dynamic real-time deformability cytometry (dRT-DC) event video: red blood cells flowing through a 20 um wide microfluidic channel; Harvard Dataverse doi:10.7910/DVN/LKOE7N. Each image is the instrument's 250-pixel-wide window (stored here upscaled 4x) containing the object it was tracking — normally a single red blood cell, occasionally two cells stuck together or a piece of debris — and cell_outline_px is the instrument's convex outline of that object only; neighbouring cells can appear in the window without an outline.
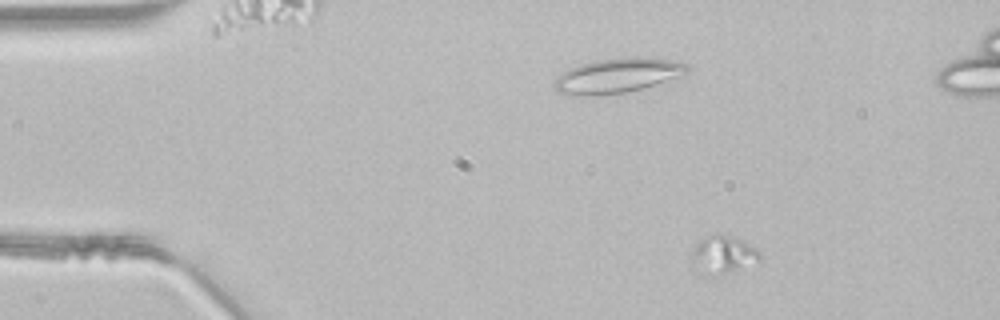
{"species": "common noctule bat (a hibernating species)", "species_latin": "Nyctalus noctula", "temperature_condition": "room temperature", "stored_images_in_passage": 44, "camera_frame_rate_fps": 3000, "um_per_image_px": 0.085, "animal": {"sex": "male", "body_mass_g": 21.5, "forearm_length_mm": 52.0}, "frame": {"image": 1, "passage_image": 1, "time_ms": 0.0, "image_size_px": [1000, 320], "cell_outline_px": [[760, 260], [724, 272], [708, 276], [704, 276], [692, 260], [692, 252], [696, 244], [700, 240], [712, 232], [716, 232], [736, 236], [744, 240], [756, 248], [760, 252]], "centroid_in_image_um": [61.44, 21.56], "position_along_channel_um": 23.6, "area_um2": 14.8}}
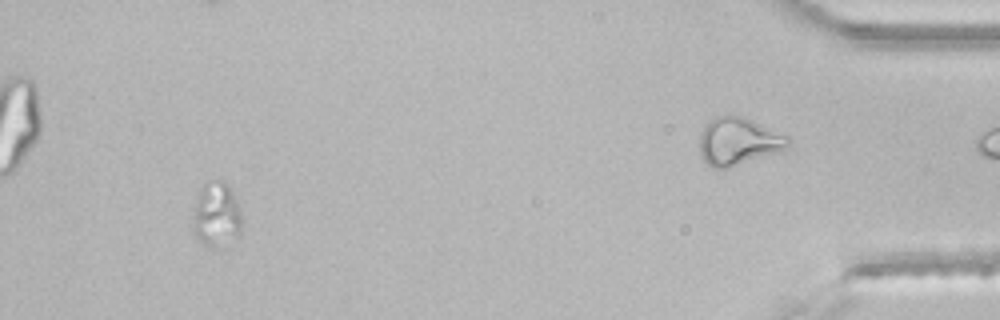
{"frame": {"image": 2, "passage_image": 40, "time_ms": 13.0, "image_size_px": [1000, 320], "cell_outline_px": [[244, 220], [240, 236], [212, 248], [204, 244], [192, 232], [192, 216], [200, 188], [208, 180], [224, 180], [228, 184], [240, 208]], "centroid_in_image_um": [18.41, 18.23], "position_along_channel_um": 416.8, "area_um2": 18.84}}